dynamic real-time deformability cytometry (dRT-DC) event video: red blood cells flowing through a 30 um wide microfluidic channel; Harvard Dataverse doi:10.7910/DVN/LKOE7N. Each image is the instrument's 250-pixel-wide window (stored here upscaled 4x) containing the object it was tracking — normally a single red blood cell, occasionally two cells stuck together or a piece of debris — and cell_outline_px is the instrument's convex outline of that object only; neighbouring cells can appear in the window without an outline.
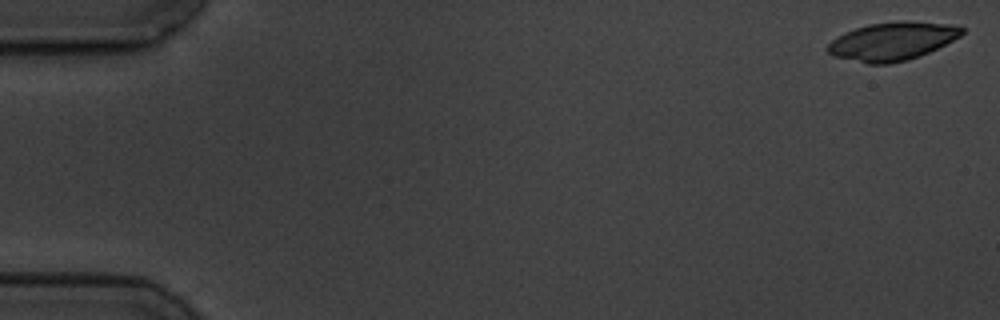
{"species": "common noctule bat (a hibernating species)", "species_latin": "Nyctalus noctula", "temperature_condition": "cold", "stored_images_in_passage": 5, "camera_frame_rate_fps": 3000, "um_per_image_px": 0.085, "animal": {"sex": "male", "body_mass_g": 19.5, "forearm_length_mm": 54.6}, "frame": {"image": 1, "passage_image": 1, "time_ms": 0.0, "image_size_px": [1000, 320], "cell_outline_px": [[964, 32], [960, 36], [928, 52], [908, 60], [888, 64], [868, 64], [832, 56], [824, 48], [836, 36], [844, 32], [868, 24], [904, 20], [952, 24], [964, 28]], "centroid_in_image_um": [75.8, 3.5], "position_along_channel_um": 9.2, "area_um2": 30.0}}